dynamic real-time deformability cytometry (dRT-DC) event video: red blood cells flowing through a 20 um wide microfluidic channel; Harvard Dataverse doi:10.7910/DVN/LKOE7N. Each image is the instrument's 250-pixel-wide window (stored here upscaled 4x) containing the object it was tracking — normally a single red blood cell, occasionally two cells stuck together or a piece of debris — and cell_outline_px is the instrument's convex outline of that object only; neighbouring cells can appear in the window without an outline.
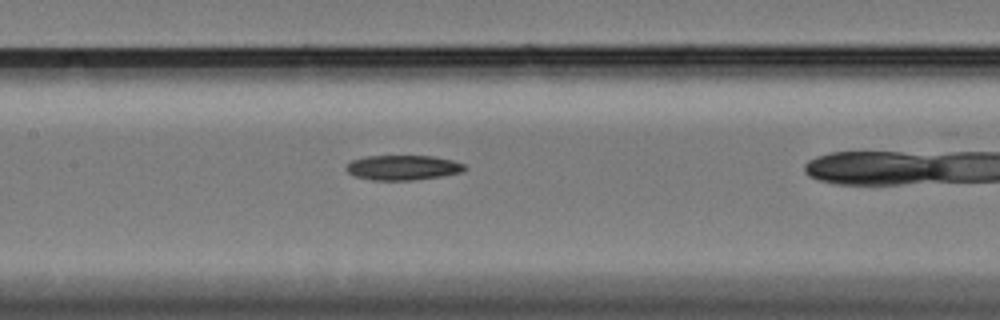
{"species": "Egyptian fruit bat (a non-hibernating species)", "species_latin": "Rousettus aegyptiacus", "temperature_condition": "cold", "stored_images_in_passage": 26, "camera_frame_rate_fps": 3000, "um_per_image_px": 0.085, "animal": {"sex": "female"}, "frame": {"image": 1, "passage_image": 7, "time_ms": 2.0, "image_size_px": [1000, 320], "cell_outline_px": [[468, 168], [460, 172], [440, 176], [412, 180], [372, 180], [356, 176], [348, 172], [344, 168], [352, 160], [364, 156], [432, 156], [452, 160], [464, 164]], "centroid_in_image_um": [34.23, 14.24], "position_along_channel_um": 173.2, "area_um2": 17.05}}
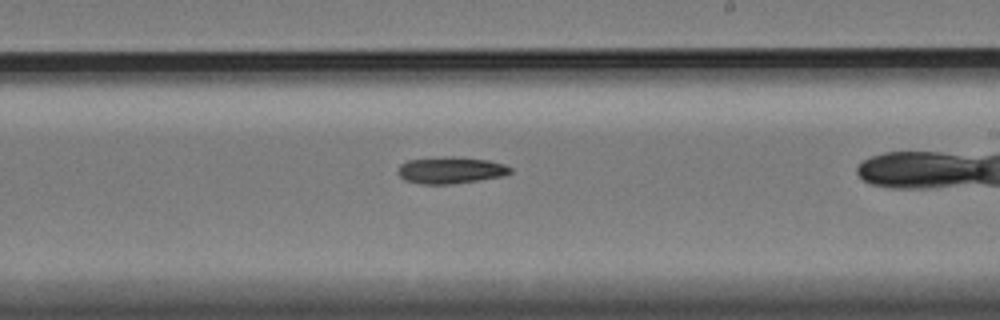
{"frame": {"image": 2, "passage_image": 14, "time_ms": 4.333, "image_size_px": [1000, 320], "cell_outline_px": [[512, 172], [504, 176], [452, 184], [424, 184], [404, 180], [396, 172], [400, 164], [408, 160], [444, 156], [452, 156], [488, 160], [504, 164], [512, 168]], "centroid_in_image_um": [38.3, 14.46], "position_along_channel_um": 250.7, "area_um2": 17.63}}
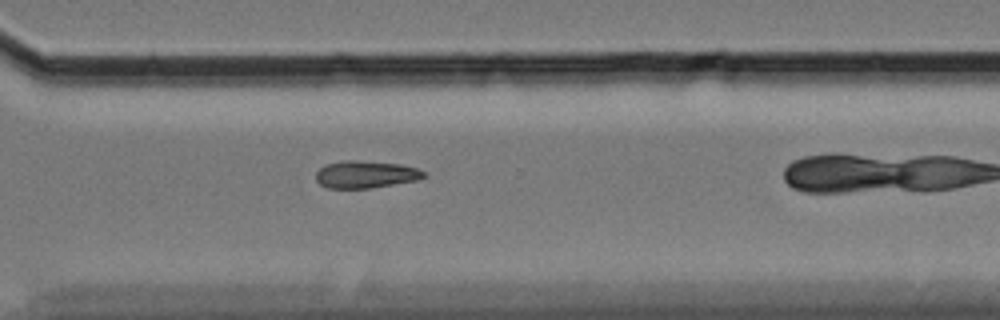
{"frame": {"image": 3, "passage_image": 22, "time_ms": 7.0, "image_size_px": [1000, 320], "cell_outline_px": [[428, 176], [416, 180], [368, 188], [328, 188], [320, 184], [316, 180], [316, 172], [324, 164], [344, 160], [356, 160], [400, 164], [416, 168], [428, 172]], "centroid_in_image_um": [31.08, 14.81], "position_along_channel_um": 339.5, "area_um2": 17.17}}